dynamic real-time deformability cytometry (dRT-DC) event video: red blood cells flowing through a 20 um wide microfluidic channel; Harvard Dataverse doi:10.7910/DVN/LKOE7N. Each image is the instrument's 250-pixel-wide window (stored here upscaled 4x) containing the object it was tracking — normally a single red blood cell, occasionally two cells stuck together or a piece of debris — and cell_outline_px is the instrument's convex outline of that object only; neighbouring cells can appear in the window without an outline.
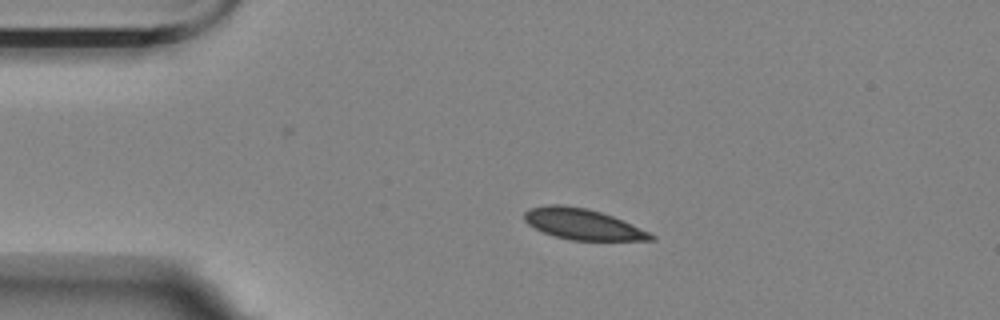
{"species": "Egyptian fruit bat (a non-hibernating species)", "species_latin": "Rousettus aegyptiacus", "temperature_condition": "room temperature", "stored_images_in_passage": 47, "camera_frame_rate_fps": 3000, "um_per_image_px": 0.085, "animal": {"sex": "female"}, "frame": {"image": 1, "passage_image": 1, "time_ms": 0.0, "image_size_px": [1000, 320], "cell_outline_px": [[656, 240], [572, 240], [556, 236], [544, 232], [528, 224], [524, 220], [524, 212], [528, 208], [548, 204], [560, 204], [588, 208], [612, 216], [632, 224], [656, 236]], "centroid_in_image_um": [49.51, 19.04], "position_along_channel_um": 35.5, "area_um2": 22.6}}
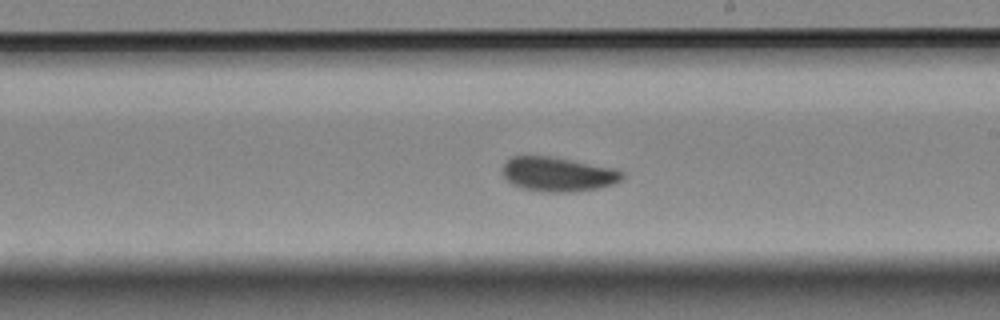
{"frame": {"image": 2, "passage_image": 22, "time_ms": 7.0, "image_size_px": [1000, 320], "cell_outline_px": [[624, 176], [616, 184], [596, 188], [572, 192], [540, 192], [520, 188], [512, 184], [504, 176], [504, 164], [512, 156], [552, 156], [612, 168], [624, 172]], "centroid_in_image_um": [47.43, 14.82], "position_along_channel_um": 241.6, "area_um2": 23.93}}
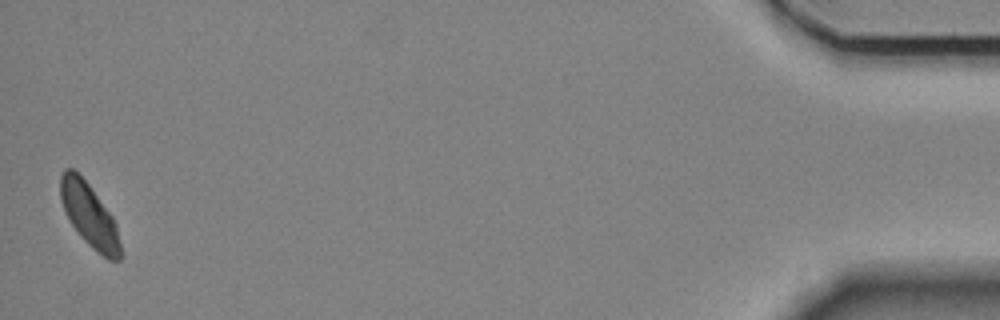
{"frame": {"image": 3, "passage_image": 46, "time_ms": 15.0, "image_size_px": [1000, 320], "cell_outline_px": [[120, 260], [108, 260], [92, 248], [80, 236], [72, 224], [60, 200], [60, 176], [64, 168], [72, 168], [88, 184], [112, 216], [116, 224], [120, 244]], "centroid_in_image_um": [7.58, 18.29], "position_along_channel_um": 427.6, "area_um2": 21.73}, "authors_computed_cell_mechanics": {"area_um2": 23.12, "velocity_mm_per_s": 3.4437, "shape_relaxation_time_tau1_ms": 5.4135, "shape_relaxation_time_tau2_ms": null, "deformation_change_tau1": 0.0754, "deformation_change_tau2": null}}